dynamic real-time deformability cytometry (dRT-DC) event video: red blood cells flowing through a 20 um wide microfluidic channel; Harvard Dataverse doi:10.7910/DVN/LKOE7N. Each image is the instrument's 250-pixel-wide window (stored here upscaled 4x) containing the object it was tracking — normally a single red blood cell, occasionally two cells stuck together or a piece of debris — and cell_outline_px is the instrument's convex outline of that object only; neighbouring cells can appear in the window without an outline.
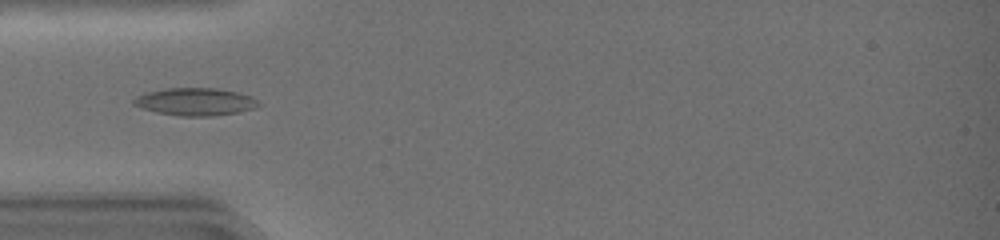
{"species": "common noctule bat (a hibernating species)", "species_latin": "Nyctalus noctula", "temperature_condition": "warm", "stored_images_in_passage": 45, "camera_frame_rate_fps": 3000, "um_per_image_px": 0.085, "animal": {"sex": "female", "body_mass_g": 19.0, "forearm_length_mm": 51.5}, "frame": {"image": 1, "passage_image": 14, "time_ms": 4.333, "image_size_px": [1000, 240], "cell_outline_px": [[260, 104], [256, 108], [240, 112], [212, 116], [180, 116], [160, 112], [144, 108], [132, 104], [132, 100], [136, 96], [148, 92], [168, 88], [216, 88], [236, 92], [252, 96]], "centroid_in_image_um": [16.64, 8.65], "position_along_channel_um": 68.4, "area_um2": 19.88}}
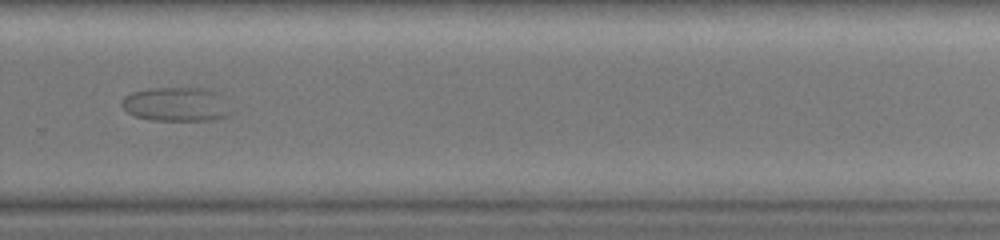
{"frame": {"image": 2, "passage_image": 32, "time_ms": 10.333, "image_size_px": [1000, 240], "cell_outline_px": [[236, 112], [228, 116], [212, 120], [152, 120], [136, 116], [128, 112], [120, 104], [120, 100], [124, 96], [132, 92], [148, 88], [200, 88], [216, 92]], "centroid_in_image_um": [15.0, 8.87], "position_along_channel_um": 314.8, "area_um2": 21.85}}
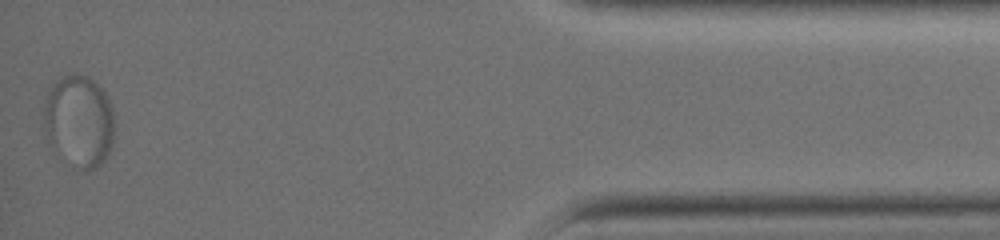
{"frame": {"image": 3, "passage_image": 45, "time_ms": 14.667, "image_size_px": [1000, 240], "cell_outline_px": [[112, 144], [108, 156], [96, 168], [80, 168], [52, 136], [48, 124], [48, 88], [60, 76], [76, 72], [88, 76], [104, 92], [112, 108]], "centroid_in_image_um": [6.85, 10.13], "position_along_channel_um": 428.3, "area_um2": 34.74}}